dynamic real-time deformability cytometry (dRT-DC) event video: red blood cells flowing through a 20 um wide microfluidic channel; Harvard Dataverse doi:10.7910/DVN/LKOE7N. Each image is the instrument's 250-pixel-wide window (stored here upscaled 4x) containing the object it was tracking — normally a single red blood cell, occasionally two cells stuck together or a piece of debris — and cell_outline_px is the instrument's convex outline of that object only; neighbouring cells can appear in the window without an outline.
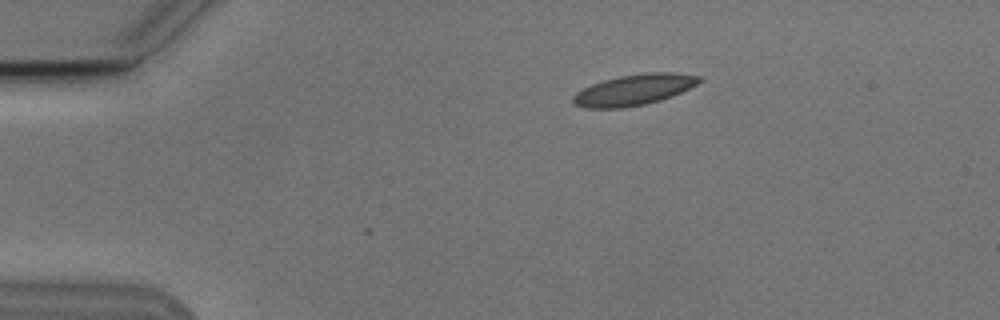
{"species": "Egyptian fruit bat (a non-hibernating species)", "species_latin": "Rousettus aegyptiacus", "temperature_condition": "cold", "stored_images_in_passage": 2, "camera_frame_rate_fps": 3000, "um_per_image_px": 0.085, "animal": {"sex": "male"}, "frame": {"image": 1, "passage_image": 2, "time_ms": 1.0, "image_size_px": [1000, 320], "cell_outline_px": [[704, 80], [672, 96], [660, 100], [644, 104], [620, 108], [584, 108], [576, 104], [572, 100], [572, 96], [576, 92], [592, 84], [604, 80], [620, 76], [644, 72], [676, 72], [700, 76]], "centroid_in_image_um": [53.9, 7.62], "position_along_channel_um": 31.1, "area_um2": 22.6}}